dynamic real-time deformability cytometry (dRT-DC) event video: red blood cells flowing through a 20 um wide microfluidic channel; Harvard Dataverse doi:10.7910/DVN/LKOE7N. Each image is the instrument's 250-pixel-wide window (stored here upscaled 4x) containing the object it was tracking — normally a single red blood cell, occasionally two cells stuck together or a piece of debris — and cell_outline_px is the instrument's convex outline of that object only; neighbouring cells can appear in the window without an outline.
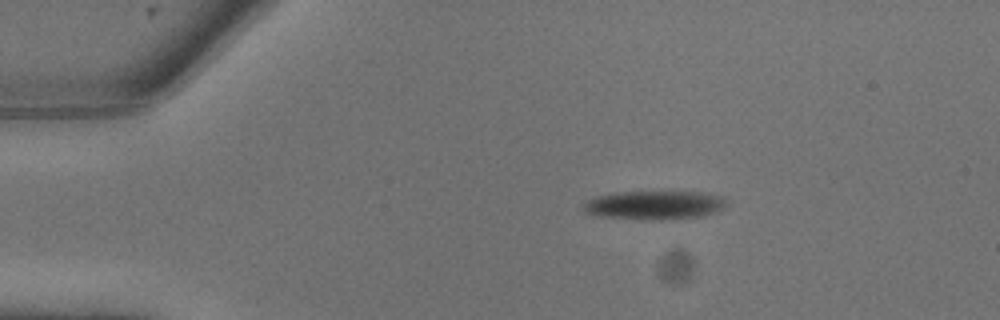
{"species": "common noctule bat (a hibernating species)", "species_latin": "Nyctalus noctula", "temperature_condition": "warm", "stored_images_in_passage": 4, "camera_frame_rate_fps": 3000, "um_per_image_px": 0.085, "animal": {"sex": "male", "body_mass_g": 13.3}, "frame": {"image": 1, "passage_image": 1, "time_ms": 0.0, "image_size_px": [1000, 320], "cell_outline_px": [[728, 204], [720, 212], [704, 216], [676, 220], [652, 220], [596, 216], [584, 212], [584, 204], [588, 200], [596, 196], [616, 192], [704, 192], [724, 196]], "centroid_in_image_um": [55.72, 17.45], "position_along_channel_um": 29.3, "area_um2": 24.57}}